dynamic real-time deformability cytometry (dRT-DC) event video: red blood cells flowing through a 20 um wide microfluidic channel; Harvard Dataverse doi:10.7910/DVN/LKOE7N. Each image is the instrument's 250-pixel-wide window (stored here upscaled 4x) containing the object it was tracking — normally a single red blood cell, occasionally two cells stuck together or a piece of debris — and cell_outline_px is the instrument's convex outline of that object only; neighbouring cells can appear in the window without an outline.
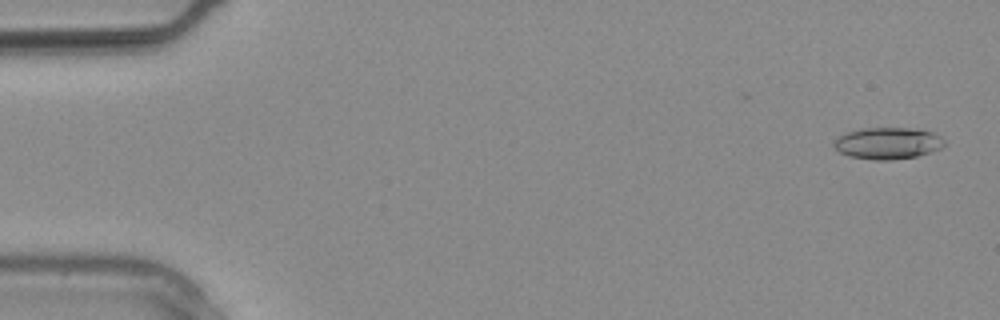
{"species": "common noctule bat (a hibernating species)", "species_latin": "Nyctalus noctula", "temperature_condition": "warm", "stored_images_in_passage": 7, "camera_frame_rate_fps": 3000, "um_per_image_px": 0.085, "animal": {"sex": "male", "body_mass_g": 20.4}, "frame": {"image": 1, "passage_image": 1, "time_ms": 0.0, "image_size_px": [1000, 320], "cell_outline_px": [[944, 144], [940, 148], [916, 156], [892, 160], [872, 160], [848, 156], [840, 152], [832, 144], [832, 140], [848, 132], [860, 128], [908, 128], [932, 132], [940, 136], [944, 140]], "centroid_in_image_um": [75.41, 12.18], "position_along_channel_um": 9.6, "area_um2": 20.29}}